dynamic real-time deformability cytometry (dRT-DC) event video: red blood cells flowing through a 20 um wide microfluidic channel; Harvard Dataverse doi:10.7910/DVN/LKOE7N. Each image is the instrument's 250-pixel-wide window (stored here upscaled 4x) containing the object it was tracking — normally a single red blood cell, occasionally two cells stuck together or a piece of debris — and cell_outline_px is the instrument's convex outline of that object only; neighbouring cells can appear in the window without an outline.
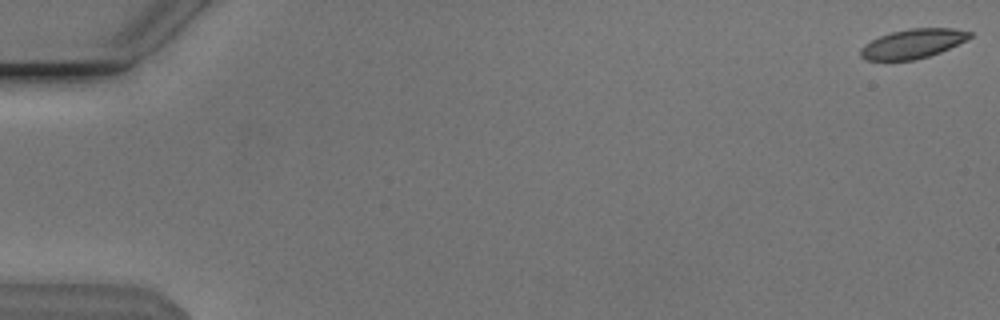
{"species": "Egyptian fruit bat (a non-hibernating species)", "species_latin": "Rousettus aegyptiacus", "temperature_condition": "cold", "stored_images_in_passage": 24, "camera_frame_rate_fps": 3000, "um_per_image_px": 0.085, "animal": {"sex": "male"}, "frame": {"image": 1, "passage_image": 1, "time_ms": 0.0, "image_size_px": [1000, 320], "cell_outline_px": [[972, 36], [940, 52], [928, 56], [912, 60], [864, 60], [860, 56], [860, 48], [864, 44], [880, 36], [892, 32], [912, 28], [952, 28], [972, 32]], "centroid_in_image_um": [77.54, 3.71], "position_along_channel_um": 7.5, "area_um2": 18.38}}